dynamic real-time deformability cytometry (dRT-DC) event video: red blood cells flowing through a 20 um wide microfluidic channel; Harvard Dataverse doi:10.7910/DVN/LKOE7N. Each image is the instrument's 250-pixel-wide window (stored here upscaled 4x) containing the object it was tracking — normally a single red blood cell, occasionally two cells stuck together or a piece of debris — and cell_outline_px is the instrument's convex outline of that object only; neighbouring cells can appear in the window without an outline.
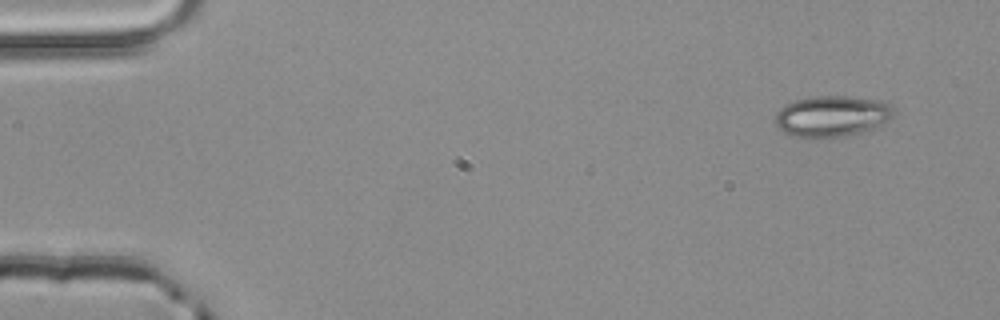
{"species": "common noctule bat (a hibernating species)", "species_latin": "Nyctalus noctula", "temperature_condition": "room temperature", "stored_images_in_passage": 4, "camera_frame_rate_fps": 3000, "um_per_image_px": 0.085, "animal": {"sex": "male", "body_mass_g": 20.4}, "frame": {"image": 1, "passage_image": 1, "time_ms": 0.0, "image_size_px": [1000, 320], "cell_outline_px": [[892, 116], [888, 120], [872, 128], [860, 132], [844, 136], [812, 140], [792, 136], [784, 132], [776, 124], [776, 112], [780, 108], [796, 100], [816, 96], [844, 96], [880, 100], [888, 104], [892, 108]], "centroid_in_image_um": [70.67, 9.9], "position_along_channel_um": 14.3, "area_um2": 28.26}}
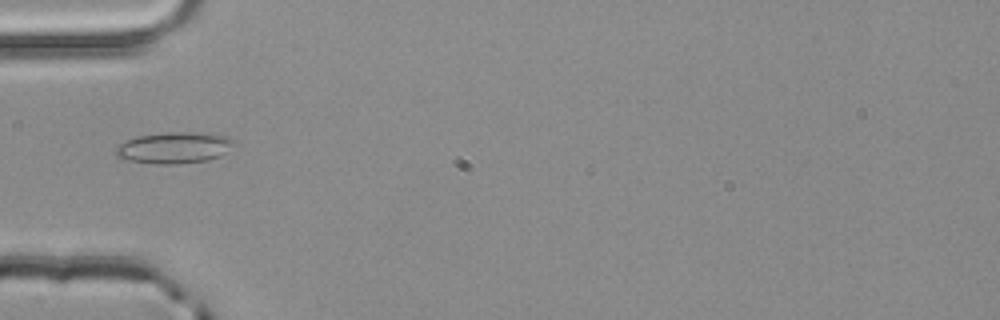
{"frame": {"image": 2, "passage_image": 4, "time_ms": 1.0, "image_size_px": [1000, 320], "cell_outline_px": [[236, 144], [220, 156], [208, 160], [176, 164], [156, 164], [120, 160], [116, 156], [116, 148], [120, 144], [136, 136], [168, 132], [188, 132], [224, 136], [232, 140]], "centroid_in_image_um": [14.75, 12.58], "position_along_channel_um": 70.3, "area_um2": 21.5}}